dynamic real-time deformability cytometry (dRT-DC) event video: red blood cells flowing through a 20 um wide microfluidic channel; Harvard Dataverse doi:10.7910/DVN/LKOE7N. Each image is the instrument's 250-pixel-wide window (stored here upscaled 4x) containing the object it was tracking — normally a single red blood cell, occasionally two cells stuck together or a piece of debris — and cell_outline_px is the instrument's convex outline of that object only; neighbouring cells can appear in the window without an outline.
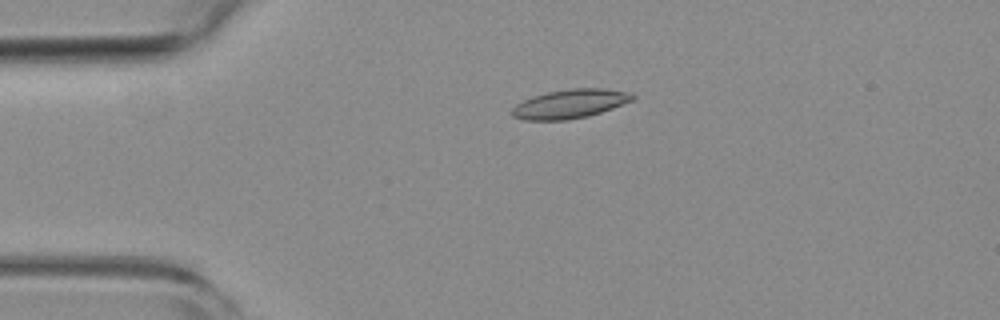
{"species": "common noctule bat (a hibernating species)", "species_latin": "Nyctalus noctula", "temperature_condition": "room temperature", "stored_images_in_passage": 43, "camera_frame_rate_fps": 3000, "um_per_image_px": 0.085, "animal": {"sex": "female", "body_mass_g": 19.3, "forearm_length_mm": 54.1}, "frame": {"image": 1, "passage_image": 1, "time_ms": 0.0, "image_size_px": [1000, 320], "cell_outline_px": [[636, 96], [632, 100], [612, 108], [588, 116], [568, 120], [524, 120], [512, 116], [512, 108], [516, 104], [532, 96], [548, 92], [572, 88], [604, 88], [628, 92]], "centroid_in_image_um": [48.43, 8.83], "position_along_channel_um": 36.6, "area_um2": 20.23}}
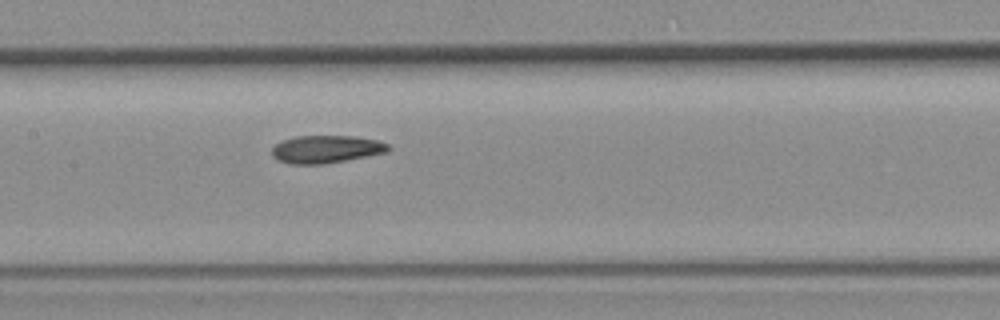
{"frame": {"image": 2, "passage_image": 15, "time_ms": 4.667, "image_size_px": [1000, 320], "cell_outline_px": [[392, 148], [388, 152], [368, 156], [324, 164], [288, 164], [272, 156], [272, 148], [276, 144], [284, 140], [296, 136], [356, 136], [380, 140], [388, 144]], "centroid_in_image_um": [27.77, 12.68], "position_along_channel_um": 179.6, "area_um2": 18.9}}
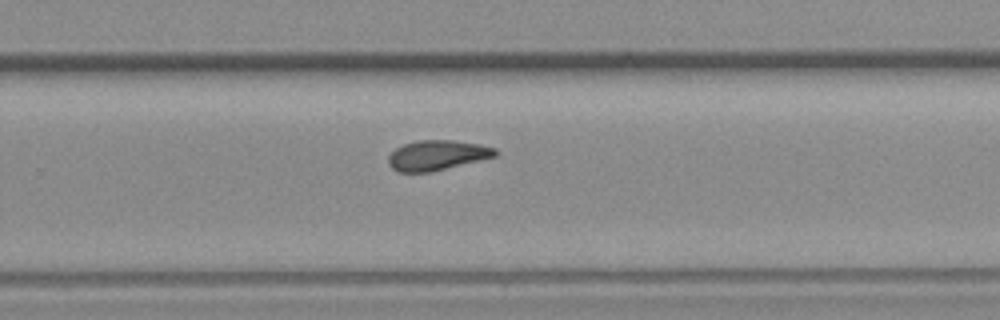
{"frame": {"image": 3, "passage_image": 24, "time_ms": 7.667, "image_size_px": [1000, 320], "cell_outline_px": [[500, 152], [496, 156], [428, 172], [396, 172], [388, 164], [388, 156], [396, 148], [404, 144], [416, 140], [456, 140], [480, 144], [496, 148]], "centroid_in_image_um": [37.15, 13.18], "position_along_channel_um": 292.6, "area_um2": 18.67}, "authors_computed_cell_mechanics": {"area_um2": 18.496, "velocity_mm_per_s": 3.7755, "shape_relaxation_time_tau1_ms": null, "shape_relaxation_time_tau2_ms": 5.3118, "deformation_change_tau1": null, "deformation_change_tau2": 0.1275}}